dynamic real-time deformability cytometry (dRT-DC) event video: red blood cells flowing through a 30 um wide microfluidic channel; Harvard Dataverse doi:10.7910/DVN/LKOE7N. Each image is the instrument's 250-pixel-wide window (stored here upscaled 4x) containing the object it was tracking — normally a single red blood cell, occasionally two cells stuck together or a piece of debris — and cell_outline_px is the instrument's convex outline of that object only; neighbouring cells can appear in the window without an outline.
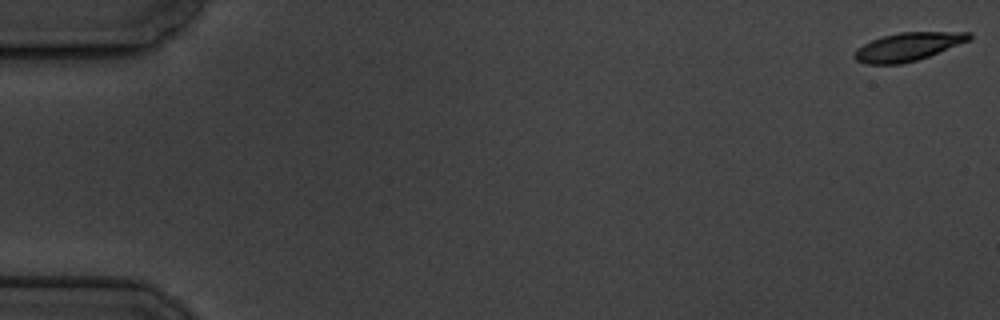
{"species": "common noctule bat (a hibernating species)", "species_latin": "Nyctalus noctula", "temperature_condition": "cold", "stored_images_in_passage": 6, "segment_of_instrument_passage": [1, 2], "camera_frame_rate_fps": 3000, "um_per_image_px": 0.085, "animal": {"sex": "male", "body_mass_g": 19.5, "forearm_length_mm": 54.6}, "frame": {"image": 1, "passage_image": 1, "time_ms": 0.0, "image_size_px": [1000, 320], "cell_outline_px": [[972, 40], [928, 56], [916, 60], [900, 64], [864, 64], [856, 60], [852, 56], [856, 48], [872, 40], [884, 36], [900, 32], [972, 32]], "centroid_in_image_um": [77.18, 3.97], "position_along_channel_um": 7.8, "area_um2": 18.9}}
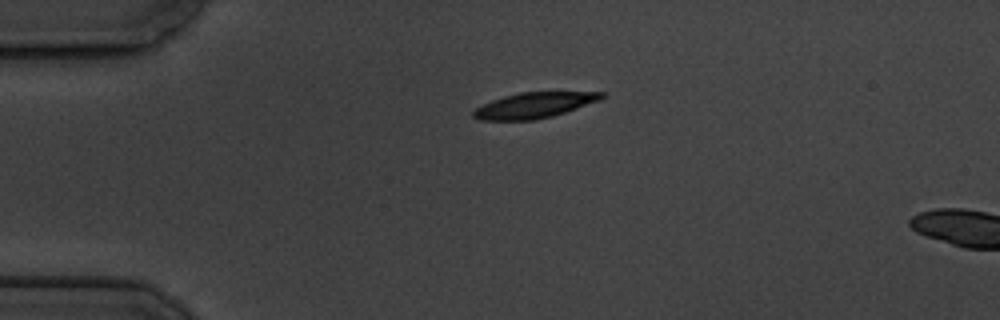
{"frame": {"image": 2, "passage_image": 4, "time_ms": 4.333, "image_size_px": [1000, 320], "cell_outline_px": [[608, 96], [600, 100], [552, 116], [532, 120], [480, 120], [472, 116], [472, 112], [476, 108], [492, 100], [504, 96], [520, 92], [604, 92]], "centroid_in_image_um": [45.41, 8.94], "position_along_channel_um": 39.6, "area_um2": 18.96}}